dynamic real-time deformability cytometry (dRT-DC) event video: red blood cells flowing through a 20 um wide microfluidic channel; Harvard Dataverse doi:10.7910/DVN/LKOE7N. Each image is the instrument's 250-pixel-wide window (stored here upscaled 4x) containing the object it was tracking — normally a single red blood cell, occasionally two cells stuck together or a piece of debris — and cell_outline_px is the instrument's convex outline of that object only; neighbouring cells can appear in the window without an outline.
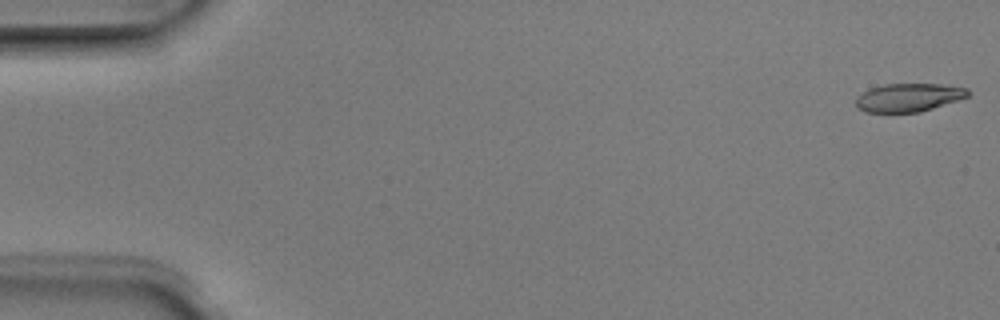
{"species": "Egyptian fruit bat (a non-hibernating species)", "species_latin": "Rousettus aegyptiacus", "temperature_condition": "room temperature", "stored_images_in_passage": 5, "camera_frame_rate_fps": 3000, "um_per_image_px": 0.085, "animal": {"sex": "male"}, "frame": {"image": 1, "passage_image": 1, "time_ms": 0.0, "image_size_px": [1000, 320], "cell_outline_px": [[968, 96], [920, 112], [864, 112], [856, 108], [856, 96], [868, 88], [884, 84], [940, 84], [968, 88]], "centroid_in_image_um": [77.15, 8.28], "position_along_channel_um": 7.8, "area_um2": 18.44}}
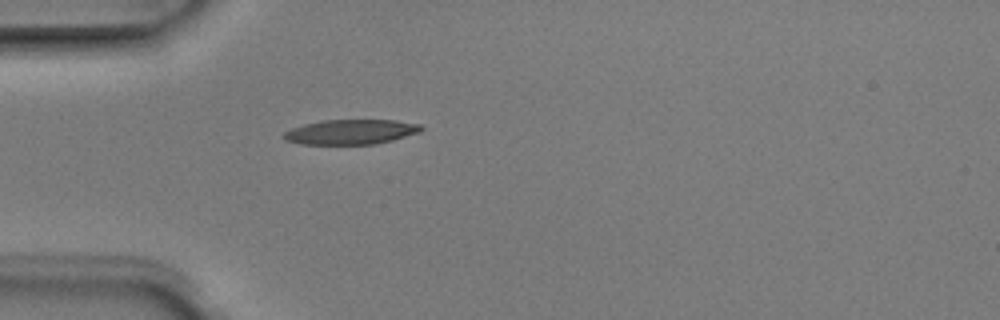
{"frame": {"image": 2, "passage_image": 5, "time_ms": 1.333, "image_size_px": [1000, 320], "cell_outline_px": [[424, 128], [420, 132], [392, 140], [376, 144], [300, 144], [284, 140], [280, 136], [284, 132], [292, 128], [304, 124], [324, 120], [396, 120], [420, 124]], "centroid_in_image_um": [29.8, 11.21], "position_along_channel_um": 55.2, "area_um2": 20.0}}